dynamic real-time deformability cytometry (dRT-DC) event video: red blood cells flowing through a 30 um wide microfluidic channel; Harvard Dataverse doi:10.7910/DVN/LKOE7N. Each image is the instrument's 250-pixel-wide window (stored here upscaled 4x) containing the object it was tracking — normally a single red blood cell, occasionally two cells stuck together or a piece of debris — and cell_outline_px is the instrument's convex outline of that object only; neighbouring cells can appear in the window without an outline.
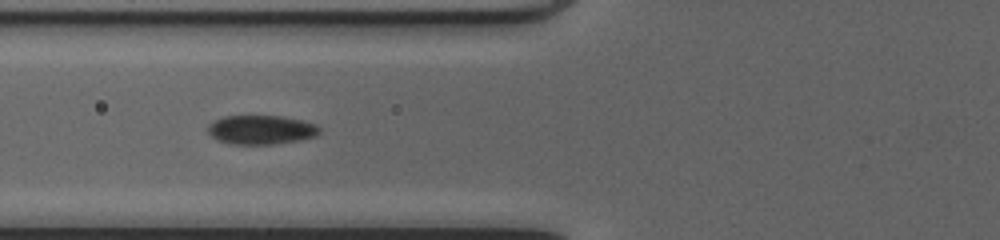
{"species": "common noctule bat (a hibernating species)", "species_latin": "Nyctalus noctula", "temperature_condition": "cold", "stored_images_in_passage": 34, "camera_frame_rate_fps": 3000, "um_per_image_px": 0.085, "animal": {"sex": "female", "body_mass_g": 20.0, "forearm_length_mm": 54.0}, "frame": {"image": 1, "passage_image": 6, "time_ms": 1.667, "image_size_px": [1000, 240], "cell_outline_px": [[320, 132], [316, 136], [300, 140], [276, 144], [232, 144], [216, 140], [208, 132], [208, 124], [224, 116], [284, 116], [316, 124], [320, 128]], "centroid_in_image_um": [22.2, 11.03], "position_along_channel_um": 103.6, "area_um2": 18.96}}
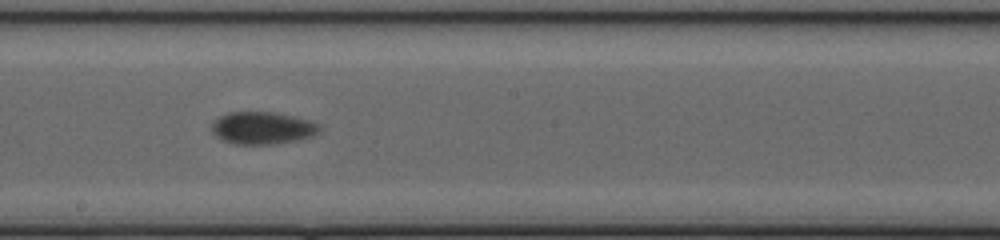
{"frame": {"image": 2, "passage_image": 15, "time_ms": 4.667, "image_size_px": [1000, 240], "cell_outline_px": [[320, 132], [312, 136], [296, 140], [272, 144], [232, 144], [220, 140], [212, 132], [212, 120], [228, 112], [276, 112], [308, 120], [320, 124]], "centroid_in_image_um": [22.27, 10.88], "position_along_channel_um": 225.9, "area_um2": 20.46}}
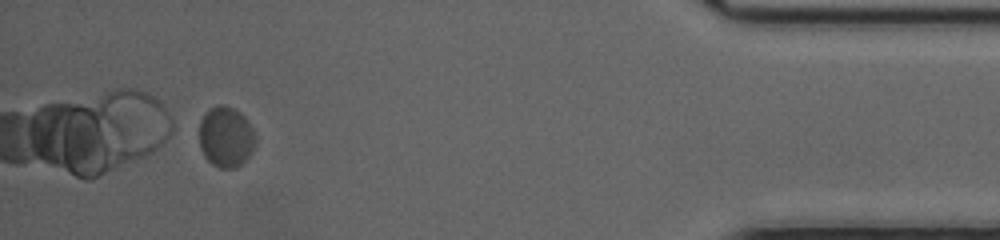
{"frame": {"image": 3, "passage_image": 33, "time_ms": 10.667, "image_size_px": [1000, 240], "cell_outline_px": [[256, 140], [252, 152], [236, 168], [220, 168], [212, 164], [204, 156], [200, 148], [200, 120], [204, 112], [208, 108], [216, 104], [224, 104], [240, 112], [244, 116], [252, 128], [256, 136]], "centroid_in_image_um": [19.19, 11.61], "position_along_channel_um": 416.0, "area_um2": 20.06}, "authors_computed_cell_mechanics": {"area_um2": 19.7098, "velocity_mm_per_s": 4.0688, "shape_relaxation_time_tau1_ms": 1.4934, "shape_relaxation_time_tau2_ms": null, "deformation_change_tau1": 0.0463, "deformation_change_tau2": null}}